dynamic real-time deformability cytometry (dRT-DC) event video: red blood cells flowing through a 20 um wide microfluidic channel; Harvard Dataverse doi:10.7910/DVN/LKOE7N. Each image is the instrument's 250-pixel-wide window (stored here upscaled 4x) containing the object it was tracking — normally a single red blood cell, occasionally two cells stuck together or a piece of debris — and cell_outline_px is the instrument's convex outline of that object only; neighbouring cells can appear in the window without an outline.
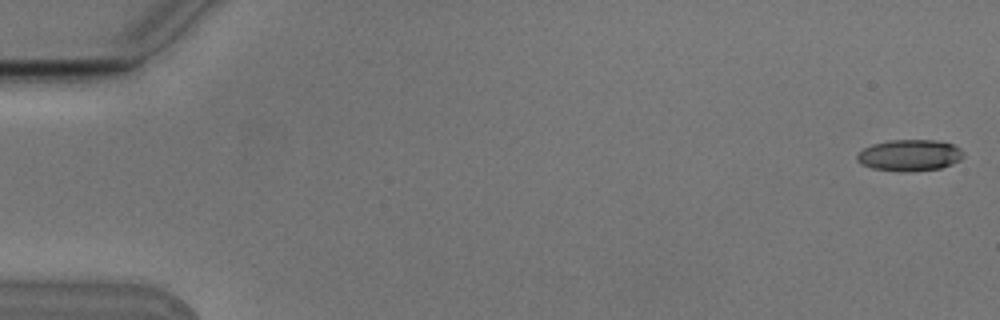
{"species": "Egyptian fruit bat (a non-hibernating species)", "species_latin": "Rousettus aegyptiacus", "temperature_condition": "cold", "stored_images_in_passage": 6, "camera_frame_rate_fps": 3000, "um_per_image_px": 0.085, "animal": {"sex": "male"}, "frame": {"image": 1, "passage_image": 1, "time_ms": 0.0, "image_size_px": [1000, 320], "cell_outline_px": [[964, 156], [960, 160], [952, 164], [940, 168], [872, 168], [860, 164], [856, 160], [856, 156], [864, 148], [872, 144], [888, 140], [936, 140], [952, 144], [960, 148], [964, 152]], "centroid_in_image_um": [77.34, 13.13], "position_along_channel_um": 7.7, "area_um2": 18.55}}
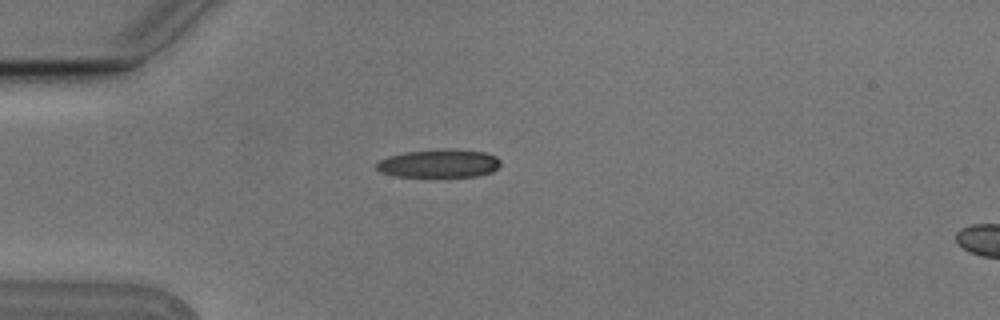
{"frame": {"image": 2, "passage_image": 5, "time_ms": 1.333, "image_size_px": [1000, 320], "cell_outline_px": [[500, 164], [492, 172], [476, 176], [432, 180], [428, 180], [396, 176], [380, 172], [376, 168], [376, 164], [380, 160], [388, 156], [404, 152], [444, 148], [452, 148], [484, 152], [496, 156], [500, 160]], "centroid_in_image_um": [37.29, 13.94], "position_along_channel_um": 47.7, "area_um2": 21.68}}